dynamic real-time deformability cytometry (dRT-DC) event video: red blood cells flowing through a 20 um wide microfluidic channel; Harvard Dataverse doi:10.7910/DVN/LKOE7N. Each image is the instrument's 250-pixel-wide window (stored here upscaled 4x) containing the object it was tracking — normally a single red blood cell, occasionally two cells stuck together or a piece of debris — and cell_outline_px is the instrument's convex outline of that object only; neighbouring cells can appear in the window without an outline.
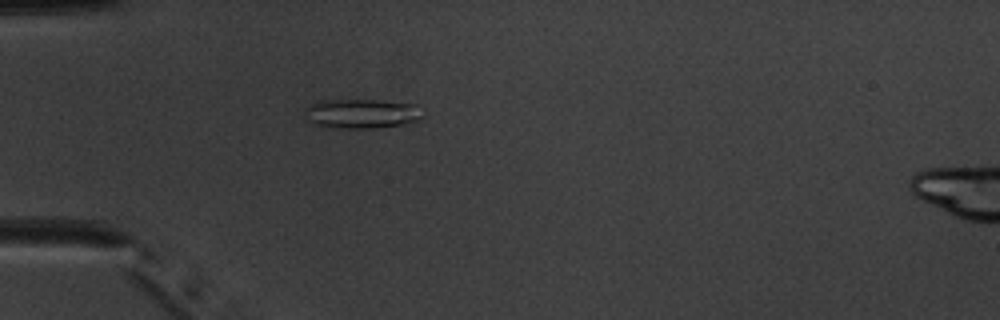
{"species": "common noctule bat (a hibernating species)", "species_latin": "Nyctalus noctula", "temperature_condition": "warm", "stored_images_in_passage": 35, "camera_frame_rate_fps": 3000, "um_per_image_px": 0.085, "animal": {"sex": "male", "body_mass_g": 20.1, "forearm_length_mm": 53.5}, "frame": {"image": 1, "passage_image": 1, "time_ms": 0.0, "image_size_px": [1000, 320], "cell_outline_px": [[424, 116], [408, 124], [372, 128], [340, 128], [316, 124], [304, 120], [304, 108], [320, 100], [376, 100], [416, 104], [424, 108]], "centroid_in_image_um": [30.77, 9.65], "position_along_channel_um": 54.2, "area_um2": 20.58}}
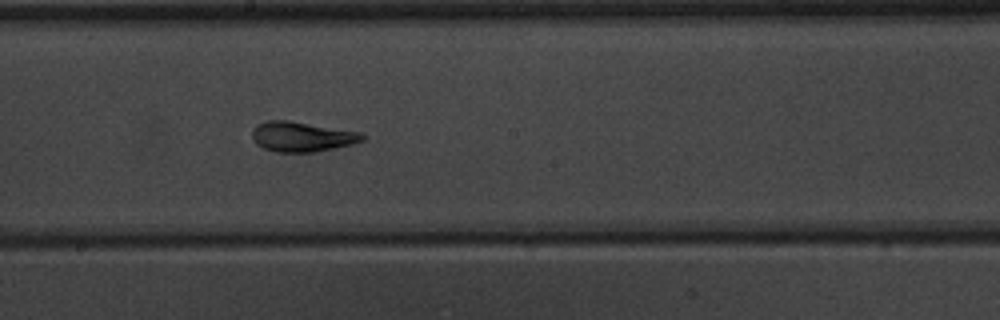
{"frame": {"image": 2, "passage_image": 13, "time_ms": 4.0, "image_size_px": [1000, 320], "cell_outline_px": [[368, 136], [364, 140], [352, 144], [316, 152], [276, 152], [264, 148], [256, 144], [252, 140], [252, 128], [256, 124], [268, 120], [288, 120], [364, 132]], "centroid_in_image_um": [25.69, 11.61], "position_along_channel_um": 222.5, "area_um2": 19.65}}
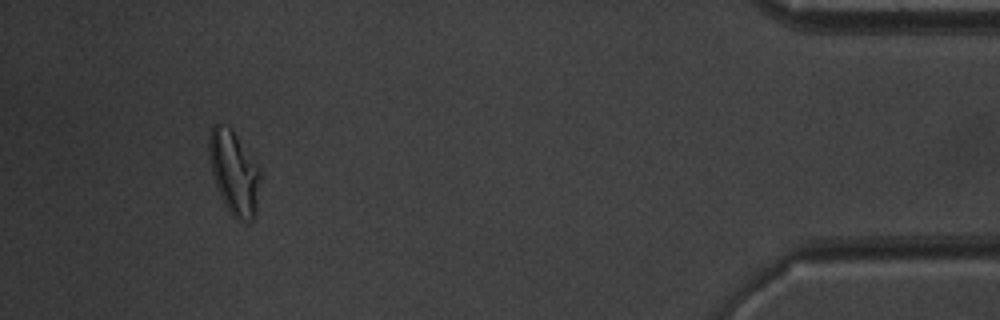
{"frame": {"image": 3, "passage_image": 32, "time_ms": 10.333, "image_size_px": [1000, 320], "cell_outline_px": [[264, 176], [256, 212], [252, 220], [236, 220], [232, 216], [224, 204], [216, 184], [212, 172], [208, 156], [208, 136], [212, 124], [220, 124], [232, 128], [260, 168]], "centroid_in_image_um": [19.93, 14.66], "position_along_channel_um": 415.3, "area_um2": 25.66}, "authors_computed_cell_mechanics": {"area_um2": 18.3804, "velocity_mm_per_s": 3.9697, "shape_relaxation_time_tau1_ms": 5.3097, "shape_relaxation_time_tau2_ms": 1.9811, "deformation_change_tau1": 0.1648, "deformation_change_tau2": 0.0986}}